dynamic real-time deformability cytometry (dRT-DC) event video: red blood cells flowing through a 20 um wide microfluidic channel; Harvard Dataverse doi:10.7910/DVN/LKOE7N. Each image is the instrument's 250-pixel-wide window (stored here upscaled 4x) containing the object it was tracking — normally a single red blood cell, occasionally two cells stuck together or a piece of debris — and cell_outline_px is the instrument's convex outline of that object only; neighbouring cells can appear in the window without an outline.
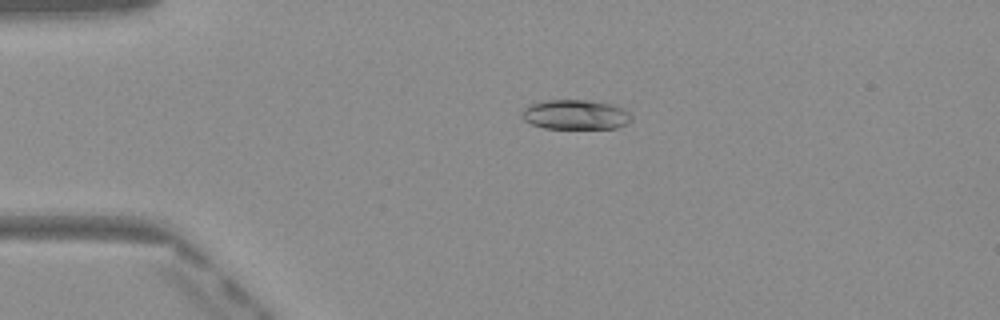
{"species": "Egyptian fruit bat (a non-hibernating species)", "species_latin": "Rousettus aegyptiacus", "temperature_condition": "warm", "stored_images_in_passage": 48, "camera_frame_rate_fps": 3000, "um_per_image_px": 0.085, "frame": {"image": 1, "passage_image": 10, "time_ms": 3.0, "image_size_px": [1000, 320], "cell_outline_px": [[632, 120], [628, 124], [616, 128], [544, 128], [532, 124], [524, 120], [520, 112], [524, 108], [532, 104], [544, 100], [592, 100], [624, 108], [632, 116]], "centroid_in_image_um": [48.93, 9.74], "position_along_channel_um": 36.1, "area_um2": 19.02}}
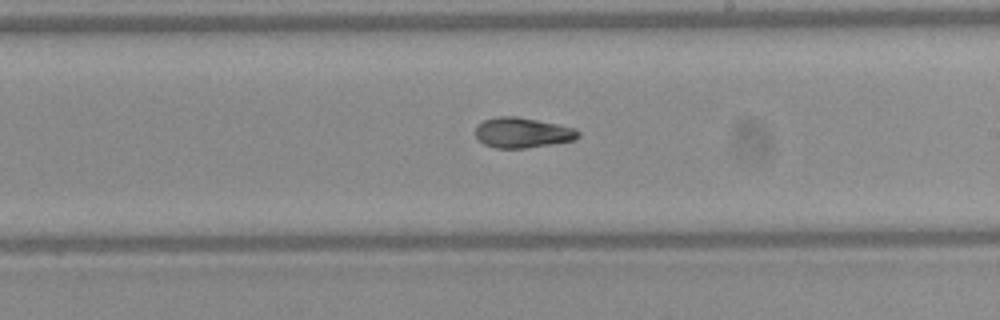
{"frame": {"image": 2, "passage_image": 28, "time_ms": 9.0, "image_size_px": [1000, 320], "cell_outline_px": [[580, 136], [576, 140], [552, 144], [524, 148], [496, 148], [484, 144], [476, 136], [476, 128], [484, 120], [496, 116], [516, 116], [576, 128], [580, 132]], "centroid_in_image_um": [44.44, 11.28], "position_along_channel_um": 244.6, "area_um2": 18.03}}
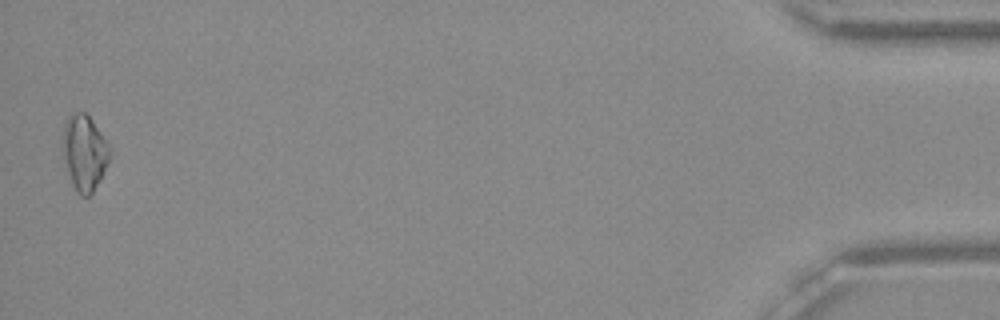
{"frame": {"image": 3, "passage_image": 48, "time_ms": 15.667, "image_size_px": [1000, 320], "cell_outline_px": [[108, 160], [100, 180], [92, 192], [88, 196], [80, 196], [76, 192], [72, 184], [64, 156], [64, 124], [68, 116], [76, 112], [84, 112], [92, 120], [108, 144]], "centroid_in_image_um": [7.17, 12.98], "position_along_channel_um": 428.0, "area_um2": 19.88}, "authors_computed_cell_mechanics": {"area_um2": 18.4671, "velocity_mm_per_s": 4.1028, "shape_relaxation_time_tau1_ms": 8.5565, "shape_relaxation_time_tau2_ms": 2.1231, "deformation_change_tau1": 0.2231, "deformation_change_tau2": 0.0738}}